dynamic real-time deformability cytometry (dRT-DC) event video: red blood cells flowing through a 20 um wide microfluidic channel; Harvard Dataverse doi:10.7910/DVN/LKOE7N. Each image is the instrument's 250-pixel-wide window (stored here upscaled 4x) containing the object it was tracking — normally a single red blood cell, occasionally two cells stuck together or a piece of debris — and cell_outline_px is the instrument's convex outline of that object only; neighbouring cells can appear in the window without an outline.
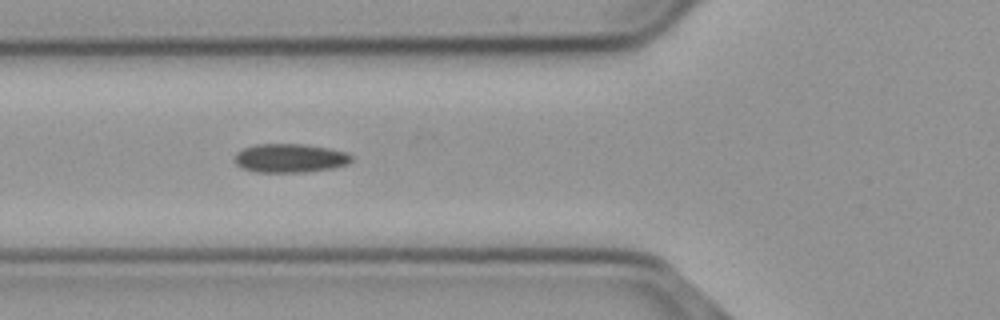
{"species": "common noctule bat (a hibernating species)", "species_latin": "Nyctalus noctula", "temperature_condition": "cold", "stored_images_in_passage": 15, "camera_frame_rate_fps": 3000, "um_per_image_px": 0.085, "animal": {"sex": "male", "body_mass_g": 23.1, "forearm_length_mm": 52.7}, "frame": {"image": 1, "passage_image": 9, "time_ms": 2.667, "image_size_px": [1000, 320], "cell_outline_px": [[352, 160], [348, 164], [332, 168], [304, 172], [256, 172], [244, 168], [236, 164], [236, 152], [244, 148], [256, 144], [304, 144], [328, 148], [344, 152], [352, 156]], "centroid_in_image_um": [24.65, 13.44], "position_along_channel_um": 101.1, "area_um2": 19.42}}
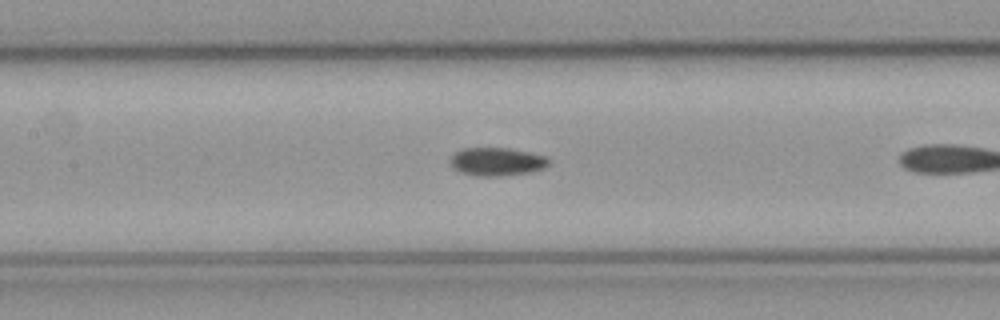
{"frame": {"image": 2, "passage_image": 11, "time_ms": 3.333, "image_size_px": [1000, 320], "cell_outline_px": [[548, 164], [544, 168], [528, 172], [496, 176], [480, 176], [460, 172], [452, 168], [452, 156], [456, 152], [464, 148], [508, 148], [548, 156]], "centroid_in_image_um": [42.24, 13.73], "position_along_channel_um": 165.2, "area_um2": 15.9}}